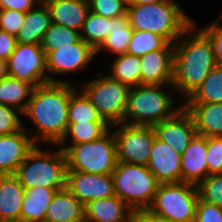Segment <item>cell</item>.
Wrapping results in <instances>:
<instances>
[{
	"label": "cell",
	"instance_id": "obj_1",
	"mask_svg": "<svg viewBox=\"0 0 222 222\" xmlns=\"http://www.w3.org/2000/svg\"><path fill=\"white\" fill-rule=\"evenodd\" d=\"M68 83H46L34 88L23 116L32 120L38 130L33 142L58 145L68 129V104L75 90Z\"/></svg>",
	"mask_w": 222,
	"mask_h": 222
},
{
	"label": "cell",
	"instance_id": "obj_2",
	"mask_svg": "<svg viewBox=\"0 0 222 222\" xmlns=\"http://www.w3.org/2000/svg\"><path fill=\"white\" fill-rule=\"evenodd\" d=\"M196 29V23L193 22L192 36L190 34V37L182 40L179 38L174 43L172 85L175 92L183 94L186 100L217 65L210 40L201 30Z\"/></svg>",
	"mask_w": 222,
	"mask_h": 222
},
{
	"label": "cell",
	"instance_id": "obj_3",
	"mask_svg": "<svg viewBox=\"0 0 222 222\" xmlns=\"http://www.w3.org/2000/svg\"><path fill=\"white\" fill-rule=\"evenodd\" d=\"M173 0L152 4H127L133 30L150 31L174 44L180 36L192 34L193 20Z\"/></svg>",
	"mask_w": 222,
	"mask_h": 222
},
{
	"label": "cell",
	"instance_id": "obj_4",
	"mask_svg": "<svg viewBox=\"0 0 222 222\" xmlns=\"http://www.w3.org/2000/svg\"><path fill=\"white\" fill-rule=\"evenodd\" d=\"M166 85H138L129 91L124 123L154 126L173 117L183 105L174 107L173 96L164 92Z\"/></svg>",
	"mask_w": 222,
	"mask_h": 222
},
{
	"label": "cell",
	"instance_id": "obj_5",
	"mask_svg": "<svg viewBox=\"0 0 222 222\" xmlns=\"http://www.w3.org/2000/svg\"><path fill=\"white\" fill-rule=\"evenodd\" d=\"M67 160L62 149L49 153L36 145L17 168L15 176L24 188H66Z\"/></svg>",
	"mask_w": 222,
	"mask_h": 222
},
{
	"label": "cell",
	"instance_id": "obj_6",
	"mask_svg": "<svg viewBox=\"0 0 222 222\" xmlns=\"http://www.w3.org/2000/svg\"><path fill=\"white\" fill-rule=\"evenodd\" d=\"M112 177L116 196L135 213L149 209L160 183L147 166L117 162Z\"/></svg>",
	"mask_w": 222,
	"mask_h": 222
},
{
	"label": "cell",
	"instance_id": "obj_7",
	"mask_svg": "<svg viewBox=\"0 0 222 222\" xmlns=\"http://www.w3.org/2000/svg\"><path fill=\"white\" fill-rule=\"evenodd\" d=\"M61 149L66 155L67 171L112 174L117 165L116 142L110 129L97 140Z\"/></svg>",
	"mask_w": 222,
	"mask_h": 222
},
{
	"label": "cell",
	"instance_id": "obj_8",
	"mask_svg": "<svg viewBox=\"0 0 222 222\" xmlns=\"http://www.w3.org/2000/svg\"><path fill=\"white\" fill-rule=\"evenodd\" d=\"M198 199L197 185L161 183L147 211L170 222H194Z\"/></svg>",
	"mask_w": 222,
	"mask_h": 222
},
{
	"label": "cell",
	"instance_id": "obj_9",
	"mask_svg": "<svg viewBox=\"0 0 222 222\" xmlns=\"http://www.w3.org/2000/svg\"><path fill=\"white\" fill-rule=\"evenodd\" d=\"M97 76L96 79L83 83L85 87L82 86L81 91L110 126L123 123L131 88L112 79L108 74L103 76L99 72Z\"/></svg>",
	"mask_w": 222,
	"mask_h": 222
},
{
	"label": "cell",
	"instance_id": "obj_10",
	"mask_svg": "<svg viewBox=\"0 0 222 222\" xmlns=\"http://www.w3.org/2000/svg\"><path fill=\"white\" fill-rule=\"evenodd\" d=\"M115 125L120 126L113 132L117 162L147 166L156 136L153 126L131 125L124 122Z\"/></svg>",
	"mask_w": 222,
	"mask_h": 222
},
{
	"label": "cell",
	"instance_id": "obj_11",
	"mask_svg": "<svg viewBox=\"0 0 222 222\" xmlns=\"http://www.w3.org/2000/svg\"><path fill=\"white\" fill-rule=\"evenodd\" d=\"M46 53L40 44L17 43L7 59L8 76L34 87L49 83Z\"/></svg>",
	"mask_w": 222,
	"mask_h": 222
},
{
	"label": "cell",
	"instance_id": "obj_12",
	"mask_svg": "<svg viewBox=\"0 0 222 222\" xmlns=\"http://www.w3.org/2000/svg\"><path fill=\"white\" fill-rule=\"evenodd\" d=\"M96 51L82 38L69 46L59 47L46 55L49 83H68L55 80L54 74L71 73L86 68ZM50 74V75H49Z\"/></svg>",
	"mask_w": 222,
	"mask_h": 222
},
{
	"label": "cell",
	"instance_id": "obj_13",
	"mask_svg": "<svg viewBox=\"0 0 222 222\" xmlns=\"http://www.w3.org/2000/svg\"><path fill=\"white\" fill-rule=\"evenodd\" d=\"M66 188L84 206L93 200L116 195L112 174L67 171Z\"/></svg>",
	"mask_w": 222,
	"mask_h": 222
},
{
	"label": "cell",
	"instance_id": "obj_14",
	"mask_svg": "<svg viewBox=\"0 0 222 222\" xmlns=\"http://www.w3.org/2000/svg\"><path fill=\"white\" fill-rule=\"evenodd\" d=\"M153 128L159 140L181 155L197 135L193 118L184 106L173 117L155 124Z\"/></svg>",
	"mask_w": 222,
	"mask_h": 222
},
{
	"label": "cell",
	"instance_id": "obj_15",
	"mask_svg": "<svg viewBox=\"0 0 222 222\" xmlns=\"http://www.w3.org/2000/svg\"><path fill=\"white\" fill-rule=\"evenodd\" d=\"M140 60L141 85H167L170 91H175L172 85L174 44L168 43L163 49L146 53Z\"/></svg>",
	"mask_w": 222,
	"mask_h": 222
},
{
	"label": "cell",
	"instance_id": "obj_16",
	"mask_svg": "<svg viewBox=\"0 0 222 222\" xmlns=\"http://www.w3.org/2000/svg\"><path fill=\"white\" fill-rule=\"evenodd\" d=\"M181 161V154L155 136L147 167L160 184L181 182Z\"/></svg>",
	"mask_w": 222,
	"mask_h": 222
},
{
	"label": "cell",
	"instance_id": "obj_17",
	"mask_svg": "<svg viewBox=\"0 0 222 222\" xmlns=\"http://www.w3.org/2000/svg\"><path fill=\"white\" fill-rule=\"evenodd\" d=\"M35 146L24 127L15 133L0 136V175L15 174Z\"/></svg>",
	"mask_w": 222,
	"mask_h": 222
},
{
	"label": "cell",
	"instance_id": "obj_18",
	"mask_svg": "<svg viewBox=\"0 0 222 222\" xmlns=\"http://www.w3.org/2000/svg\"><path fill=\"white\" fill-rule=\"evenodd\" d=\"M208 175L207 137L197 134L182 154L181 182L198 185Z\"/></svg>",
	"mask_w": 222,
	"mask_h": 222
},
{
	"label": "cell",
	"instance_id": "obj_19",
	"mask_svg": "<svg viewBox=\"0 0 222 222\" xmlns=\"http://www.w3.org/2000/svg\"><path fill=\"white\" fill-rule=\"evenodd\" d=\"M85 222H126L135 212L118 196L93 200L84 206Z\"/></svg>",
	"mask_w": 222,
	"mask_h": 222
},
{
	"label": "cell",
	"instance_id": "obj_20",
	"mask_svg": "<svg viewBox=\"0 0 222 222\" xmlns=\"http://www.w3.org/2000/svg\"><path fill=\"white\" fill-rule=\"evenodd\" d=\"M51 15L52 23L69 27L78 32L89 13L88 0H44Z\"/></svg>",
	"mask_w": 222,
	"mask_h": 222
},
{
	"label": "cell",
	"instance_id": "obj_21",
	"mask_svg": "<svg viewBox=\"0 0 222 222\" xmlns=\"http://www.w3.org/2000/svg\"><path fill=\"white\" fill-rule=\"evenodd\" d=\"M44 222H85L84 205L67 189L56 191Z\"/></svg>",
	"mask_w": 222,
	"mask_h": 222
},
{
	"label": "cell",
	"instance_id": "obj_22",
	"mask_svg": "<svg viewBox=\"0 0 222 222\" xmlns=\"http://www.w3.org/2000/svg\"><path fill=\"white\" fill-rule=\"evenodd\" d=\"M25 188L14 174L0 175V219L21 222Z\"/></svg>",
	"mask_w": 222,
	"mask_h": 222
},
{
	"label": "cell",
	"instance_id": "obj_23",
	"mask_svg": "<svg viewBox=\"0 0 222 222\" xmlns=\"http://www.w3.org/2000/svg\"><path fill=\"white\" fill-rule=\"evenodd\" d=\"M191 114L198 135L222 137V103L183 104Z\"/></svg>",
	"mask_w": 222,
	"mask_h": 222
},
{
	"label": "cell",
	"instance_id": "obj_24",
	"mask_svg": "<svg viewBox=\"0 0 222 222\" xmlns=\"http://www.w3.org/2000/svg\"><path fill=\"white\" fill-rule=\"evenodd\" d=\"M40 6V7H38ZM36 5V8L26 12L19 32L16 35L17 43L40 44L46 30L50 27L51 15L44 1Z\"/></svg>",
	"mask_w": 222,
	"mask_h": 222
},
{
	"label": "cell",
	"instance_id": "obj_25",
	"mask_svg": "<svg viewBox=\"0 0 222 222\" xmlns=\"http://www.w3.org/2000/svg\"><path fill=\"white\" fill-rule=\"evenodd\" d=\"M56 189L45 186L25 188L22 200L21 222H44L46 210Z\"/></svg>",
	"mask_w": 222,
	"mask_h": 222
},
{
	"label": "cell",
	"instance_id": "obj_26",
	"mask_svg": "<svg viewBox=\"0 0 222 222\" xmlns=\"http://www.w3.org/2000/svg\"><path fill=\"white\" fill-rule=\"evenodd\" d=\"M34 88L25 81L7 76L0 80V104L11 106L23 114Z\"/></svg>",
	"mask_w": 222,
	"mask_h": 222
},
{
	"label": "cell",
	"instance_id": "obj_27",
	"mask_svg": "<svg viewBox=\"0 0 222 222\" xmlns=\"http://www.w3.org/2000/svg\"><path fill=\"white\" fill-rule=\"evenodd\" d=\"M133 28L130 26L128 13L110 18V30L107 38L96 50L106 49L112 54L121 55L127 53V48L133 35Z\"/></svg>",
	"mask_w": 222,
	"mask_h": 222
},
{
	"label": "cell",
	"instance_id": "obj_28",
	"mask_svg": "<svg viewBox=\"0 0 222 222\" xmlns=\"http://www.w3.org/2000/svg\"><path fill=\"white\" fill-rule=\"evenodd\" d=\"M222 103V66L216 65L197 90L182 104Z\"/></svg>",
	"mask_w": 222,
	"mask_h": 222
},
{
	"label": "cell",
	"instance_id": "obj_29",
	"mask_svg": "<svg viewBox=\"0 0 222 222\" xmlns=\"http://www.w3.org/2000/svg\"><path fill=\"white\" fill-rule=\"evenodd\" d=\"M141 60L139 56L128 53L118 55L113 62L112 79L132 88L141 84Z\"/></svg>",
	"mask_w": 222,
	"mask_h": 222
},
{
	"label": "cell",
	"instance_id": "obj_30",
	"mask_svg": "<svg viewBox=\"0 0 222 222\" xmlns=\"http://www.w3.org/2000/svg\"><path fill=\"white\" fill-rule=\"evenodd\" d=\"M106 122L85 93L75 89L68 104V123Z\"/></svg>",
	"mask_w": 222,
	"mask_h": 222
},
{
	"label": "cell",
	"instance_id": "obj_31",
	"mask_svg": "<svg viewBox=\"0 0 222 222\" xmlns=\"http://www.w3.org/2000/svg\"><path fill=\"white\" fill-rule=\"evenodd\" d=\"M109 126L107 122L68 123L66 135L58 145L64 147L68 135L72 138L71 145L97 140L109 130Z\"/></svg>",
	"mask_w": 222,
	"mask_h": 222
},
{
	"label": "cell",
	"instance_id": "obj_32",
	"mask_svg": "<svg viewBox=\"0 0 222 222\" xmlns=\"http://www.w3.org/2000/svg\"><path fill=\"white\" fill-rule=\"evenodd\" d=\"M109 30L110 18L89 11L80 31V36L96 51L107 38Z\"/></svg>",
	"mask_w": 222,
	"mask_h": 222
},
{
	"label": "cell",
	"instance_id": "obj_33",
	"mask_svg": "<svg viewBox=\"0 0 222 222\" xmlns=\"http://www.w3.org/2000/svg\"><path fill=\"white\" fill-rule=\"evenodd\" d=\"M81 39L80 32L64 27L55 23H51L46 30L40 45L44 49L46 55L59 47L69 46Z\"/></svg>",
	"mask_w": 222,
	"mask_h": 222
},
{
	"label": "cell",
	"instance_id": "obj_34",
	"mask_svg": "<svg viewBox=\"0 0 222 222\" xmlns=\"http://www.w3.org/2000/svg\"><path fill=\"white\" fill-rule=\"evenodd\" d=\"M168 42L160 35L150 31L134 30L127 53L143 56L146 53L163 49Z\"/></svg>",
	"mask_w": 222,
	"mask_h": 222
},
{
	"label": "cell",
	"instance_id": "obj_35",
	"mask_svg": "<svg viewBox=\"0 0 222 222\" xmlns=\"http://www.w3.org/2000/svg\"><path fill=\"white\" fill-rule=\"evenodd\" d=\"M197 188L201 200L222 208V173L208 175Z\"/></svg>",
	"mask_w": 222,
	"mask_h": 222
},
{
	"label": "cell",
	"instance_id": "obj_36",
	"mask_svg": "<svg viewBox=\"0 0 222 222\" xmlns=\"http://www.w3.org/2000/svg\"><path fill=\"white\" fill-rule=\"evenodd\" d=\"M90 11L107 18L119 17L127 13L125 0H88Z\"/></svg>",
	"mask_w": 222,
	"mask_h": 222
},
{
	"label": "cell",
	"instance_id": "obj_37",
	"mask_svg": "<svg viewBox=\"0 0 222 222\" xmlns=\"http://www.w3.org/2000/svg\"><path fill=\"white\" fill-rule=\"evenodd\" d=\"M17 114L22 115L15 108L0 104V136L15 133L23 127Z\"/></svg>",
	"mask_w": 222,
	"mask_h": 222
},
{
	"label": "cell",
	"instance_id": "obj_38",
	"mask_svg": "<svg viewBox=\"0 0 222 222\" xmlns=\"http://www.w3.org/2000/svg\"><path fill=\"white\" fill-rule=\"evenodd\" d=\"M207 164L209 175L222 173V137H207Z\"/></svg>",
	"mask_w": 222,
	"mask_h": 222
},
{
	"label": "cell",
	"instance_id": "obj_39",
	"mask_svg": "<svg viewBox=\"0 0 222 222\" xmlns=\"http://www.w3.org/2000/svg\"><path fill=\"white\" fill-rule=\"evenodd\" d=\"M220 19H222V15L201 30L212 44L215 62L218 66H222V26L219 23Z\"/></svg>",
	"mask_w": 222,
	"mask_h": 222
},
{
	"label": "cell",
	"instance_id": "obj_40",
	"mask_svg": "<svg viewBox=\"0 0 222 222\" xmlns=\"http://www.w3.org/2000/svg\"><path fill=\"white\" fill-rule=\"evenodd\" d=\"M25 12L11 9L0 10V30L16 36L25 20Z\"/></svg>",
	"mask_w": 222,
	"mask_h": 222
},
{
	"label": "cell",
	"instance_id": "obj_41",
	"mask_svg": "<svg viewBox=\"0 0 222 222\" xmlns=\"http://www.w3.org/2000/svg\"><path fill=\"white\" fill-rule=\"evenodd\" d=\"M194 222H222V208L199 198Z\"/></svg>",
	"mask_w": 222,
	"mask_h": 222
},
{
	"label": "cell",
	"instance_id": "obj_42",
	"mask_svg": "<svg viewBox=\"0 0 222 222\" xmlns=\"http://www.w3.org/2000/svg\"><path fill=\"white\" fill-rule=\"evenodd\" d=\"M17 45L16 36L0 30V58L7 60Z\"/></svg>",
	"mask_w": 222,
	"mask_h": 222
},
{
	"label": "cell",
	"instance_id": "obj_43",
	"mask_svg": "<svg viewBox=\"0 0 222 222\" xmlns=\"http://www.w3.org/2000/svg\"><path fill=\"white\" fill-rule=\"evenodd\" d=\"M34 2H41L40 0H0L1 9H11L20 12H27L32 9Z\"/></svg>",
	"mask_w": 222,
	"mask_h": 222
},
{
	"label": "cell",
	"instance_id": "obj_44",
	"mask_svg": "<svg viewBox=\"0 0 222 222\" xmlns=\"http://www.w3.org/2000/svg\"><path fill=\"white\" fill-rule=\"evenodd\" d=\"M136 222H170L168 220L152 215L148 211H139L135 213Z\"/></svg>",
	"mask_w": 222,
	"mask_h": 222
},
{
	"label": "cell",
	"instance_id": "obj_45",
	"mask_svg": "<svg viewBox=\"0 0 222 222\" xmlns=\"http://www.w3.org/2000/svg\"><path fill=\"white\" fill-rule=\"evenodd\" d=\"M7 76V60L0 58V80Z\"/></svg>",
	"mask_w": 222,
	"mask_h": 222
},
{
	"label": "cell",
	"instance_id": "obj_46",
	"mask_svg": "<svg viewBox=\"0 0 222 222\" xmlns=\"http://www.w3.org/2000/svg\"><path fill=\"white\" fill-rule=\"evenodd\" d=\"M167 0H131L128 4H152Z\"/></svg>",
	"mask_w": 222,
	"mask_h": 222
},
{
	"label": "cell",
	"instance_id": "obj_47",
	"mask_svg": "<svg viewBox=\"0 0 222 222\" xmlns=\"http://www.w3.org/2000/svg\"><path fill=\"white\" fill-rule=\"evenodd\" d=\"M126 222H136L135 214Z\"/></svg>",
	"mask_w": 222,
	"mask_h": 222
},
{
	"label": "cell",
	"instance_id": "obj_48",
	"mask_svg": "<svg viewBox=\"0 0 222 222\" xmlns=\"http://www.w3.org/2000/svg\"><path fill=\"white\" fill-rule=\"evenodd\" d=\"M0 222H15V221L0 219Z\"/></svg>",
	"mask_w": 222,
	"mask_h": 222
}]
</instances>
